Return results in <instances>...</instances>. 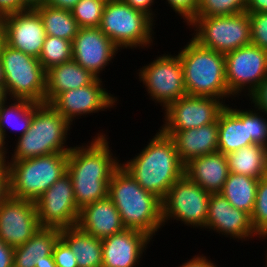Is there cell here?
<instances>
[{"label":"cell","instance_id":"cell-1","mask_svg":"<svg viewBox=\"0 0 267 267\" xmlns=\"http://www.w3.org/2000/svg\"><path fill=\"white\" fill-rule=\"evenodd\" d=\"M106 133H98L88 144L73 146L68 152L67 173L79 210L108 197L109 182L121 166L113 156Z\"/></svg>","mask_w":267,"mask_h":267},{"label":"cell","instance_id":"cell-2","mask_svg":"<svg viewBox=\"0 0 267 267\" xmlns=\"http://www.w3.org/2000/svg\"><path fill=\"white\" fill-rule=\"evenodd\" d=\"M121 166L144 190L163 200L171 186L184 175L185 165L171 137L159 129L140 153Z\"/></svg>","mask_w":267,"mask_h":267},{"label":"cell","instance_id":"cell-3","mask_svg":"<svg viewBox=\"0 0 267 267\" xmlns=\"http://www.w3.org/2000/svg\"><path fill=\"white\" fill-rule=\"evenodd\" d=\"M108 197L126 229L138 230L153 238L163 227L162 200L144 190L122 166L112 175Z\"/></svg>","mask_w":267,"mask_h":267},{"label":"cell","instance_id":"cell-4","mask_svg":"<svg viewBox=\"0 0 267 267\" xmlns=\"http://www.w3.org/2000/svg\"><path fill=\"white\" fill-rule=\"evenodd\" d=\"M178 55L187 95L235 100L226 83L225 54L204 48L191 38Z\"/></svg>","mask_w":267,"mask_h":267},{"label":"cell","instance_id":"cell-5","mask_svg":"<svg viewBox=\"0 0 267 267\" xmlns=\"http://www.w3.org/2000/svg\"><path fill=\"white\" fill-rule=\"evenodd\" d=\"M71 123L49 103H34V113L29 129L17 138L11 159L21 161L52 153L69 152L68 131ZM66 147V148H65Z\"/></svg>","mask_w":267,"mask_h":267},{"label":"cell","instance_id":"cell-6","mask_svg":"<svg viewBox=\"0 0 267 267\" xmlns=\"http://www.w3.org/2000/svg\"><path fill=\"white\" fill-rule=\"evenodd\" d=\"M68 152L8 161L10 196L36 201L67 173Z\"/></svg>","mask_w":267,"mask_h":267},{"label":"cell","instance_id":"cell-7","mask_svg":"<svg viewBox=\"0 0 267 267\" xmlns=\"http://www.w3.org/2000/svg\"><path fill=\"white\" fill-rule=\"evenodd\" d=\"M0 60L4 75V91L10 102L11 99L45 102L46 71L38 58L14 49L2 41Z\"/></svg>","mask_w":267,"mask_h":267},{"label":"cell","instance_id":"cell-8","mask_svg":"<svg viewBox=\"0 0 267 267\" xmlns=\"http://www.w3.org/2000/svg\"><path fill=\"white\" fill-rule=\"evenodd\" d=\"M154 25L148 15L123 0H108L99 28L121 50L144 49L154 42Z\"/></svg>","mask_w":267,"mask_h":267},{"label":"cell","instance_id":"cell-9","mask_svg":"<svg viewBox=\"0 0 267 267\" xmlns=\"http://www.w3.org/2000/svg\"><path fill=\"white\" fill-rule=\"evenodd\" d=\"M188 26L194 29L192 39L199 45L222 54L251 44L250 20L246 12L196 16Z\"/></svg>","mask_w":267,"mask_h":267},{"label":"cell","instance_id":"cell-10","mask_svg":"<svg viewBox=\"0 0 267 267\" xmlns=\"http://www.w3.org/2000/svg\"><path fill=\"white\" fill-rule=\"evenodd\" d=\"M210 193L185 174L168 190L162 200L163 226L168 220L181 221L191 228L205 229Z\"/></svg>","mask_w":267,"mask_h":267},{"label":"cell","instance_id":"cell-11","mask_svg":"<svg viewBox=\"0 0 267 267\" xmlns=\"http://www.w3.org/2000/svg\"><path fill=\"white\" fill-rule=\"evenodd\" d=\"M150 98L164 110L169 104L187 95L179 55L163 54L138 70Z\"/></svg>","mask_w":267,"mask_h":267},{"label":"cell","instance_id":"cell-12","mask_svg":"<svg viewBox=\"0 0 267 267\" xmlns=\"http://www.w3.org/2000/svg\"><path fill=\"white\" fill-rule=\"evenodd\" d=\"M225 69L229 94L239 98L247 92L249 97L267 76V50L251 43L228 52Z\"/></svg>","mask_w":267,"mask_h":267},{"label":"cell","instance_id":"cell-13","mask_svg":"<svg viewBox=\"0 0 267 267\" xmlns=\"http://www.w3.org/2000/svg\"><path fill=\"white\" fill-rule=\"evenodd\" d=\"M35 202L41 227L68 228L77 225V207L73 184L66 173L52 184Z\"/></svg>","mask_w":267,"mask_h":267},{"label":"cell","instance_id":"cell-14","mask_svg":"<svg viewBox=\"0 0 267 267\" xmlns=\"http://www.w3.org/2000/svg\"><path fill=\"white\" fill-rule=\"evenodd\" d=\"M227 104L214 97L185 95L164 109L160 130H187L217 122Z\"/></svg>","mask_w":267,"mask_h":267},{"label":"cell","instance_id":"cell-15","mask_svg":"<svg viewBox=\"0 0 267 267\" xmlns=\"http://www.w3.org/2000/svg\"><path fill=\"white\" fill-rule=\"evenodd\" d=\"M103 84L102 78H96L87 86L58 94L49 104L73 125L79 116L116 107L118 98L108 93Z\"/></svg>","mask_w":267,"mask_h":267},{"label":"cell","instance_id":"cell-16","mask_svg":"<svg viewBox=\"0 0 267 267\" xmlns=\"http://www.w3.org/2000/svg\"><path fill=\"white\" fill-rule=\"evenodd\" d=\"M3 42L23 53L39 58L46 37L43 21L35 9L1 17Z\"/></svg>","mask_w":267,"mask_h":267},{"label":"cell","instance_id":"cell-17","mask_svg":"<svg viewBox=\"0 0 267 267\" xmlns=\"http://www.w3.org/2000/svg\"><path fill=\"white\" fill-rule=\"evenodd\" d=\"M40 227L34 201L9 195L0 204V239L5 244H25Z\"/></svg>","mask_w":267,"mask_h":267},{"label":"cell","instance_id":"cell-18","mask_svg":"<svg viewBox=\"0 0 267 267\" xmlns=\"http://www.w3.org/2000/svg\"><path fill=\"white\" fill-rule=\"evenodd\" d=\"M121 51L99 27L79 28L72 42V59L95 77Z\"/></svg>","mask_w":267,"mask_h":267},{"label":"cell","instance_id":"cell-19","mask_svg":"<svg viewBox=\"0 0 267 267\" xmlns=\"http://www.w3.org/2000/svg\"><path fill=\"white\" fill-rule=\"evenodd\" d=\"M206 229L242 242L254 236L262 238L252 225L251 215L233 207L220 193L210 194Z\"/></svg>","mask_w":267,"mask_h":267},{"label":"cell","instance_id":"cell-20","mask_svg":"<svg viewBox=\"0 0 267 267\" xmlns=\"http://www.w3.org/2000/svg\"><path fill=\"white\" fill-rule=\"evenodd\" d=\"M152 238L144 232L125 229L102 240V267H138Z\"/></svg>","mask_w":267,"mask_h":267},{"label":"cell","instance_id":"cell-21","mask_svg":"<svg viewBox=\"0 0 267 267\" xmlns=\"http://www.w3.org/2000/svg\"><path fill=\"white\" fill-rule=\"evenodd\" d=\"M169 135L185 165L190 160L218 152V121L187 130H161Z\"/></svg>","mask_w":267,"mask_h":267},{"label":"cell","instance_id":"cell-22","mask_svg":"<svg viewBox=\"0 0 267 267\" xmlns=\"http://www.w3.org/2000/svg\"><path fill=\"white\" fill-rule=\"evenodd\" d=\"M98 239H105L126 229L121 216L109 197L83 207L76 225Z\"/></svg>","mask_w":267,"mask_h":267},{"label":"cell","instance_id":"cell-23","mask_svg":"<svg viewBox=\"0 0 267 267\" xmlns=\"http://www.w3.org/2000/svg\"><path fill=\"white\" fill-rule=\"evenodd\" d=\"M184 174L208 193H220L229 174L226 155L215 152L194 158L185 164Z\"/></svg>","mask_w":267,"mask_h":267},{"label":"cell","instance_id":"cell-24","mask_svg":"<svg viewBox=\"0 0 267 267\" xmlns=\"http://www.w3.org/2000/svg\"><path fill=\"white\" fill-rule=\"evenodd\" d=\"M218 152L227 155L252 145L248 130V110L227 105L218 117Z\"/></svg>","mask_w":267,"mask_h":267},{"label":"cell","instance_id":"cell-25","mask_svg":"<svg viewBox=\"0 0 267 267\" xmlns=\"http://www.w3.org/2000/svg\"><path fill=\"white\" fill-rule=\"evenodd\" d=\"M96 78L73 59L51 67L46 71L45 103H50L62 92L87 86Z\"/></svg>","mask_w":267,"mask_h":267},{"label":"cell","instance_id":"cell-26","mask_svg":"<svg viewBox=\"0 0 267 267\" xmlns=\"http://www.w3.org/2000/svg\"><path fill=\"white\" fill-rule=\"evenodd\" d=\"M61 237V229L40 227L25 243L14 247L13 267H35L52 255L56 242Z\"/></svg>","mask_w":267,"mask_h":267},{"label":"cell","instance_id":"cell-27","mask_svg":"<svg viewBox=\"0 0 267 267\" xmlns=\"http://www.w3.org/2000/svg\"><path fill=\"white\" fill-rule=\"evenodd\" d=\"M61 238L75 255L78 267H102V240L77 226L61 229Z\"/></svg>","mask_w":267,"mask_h":267},{"label":"cell","instance_id":"cell-28","mask_svg":"<svg viewBox=\"0 0 267 267\" xmlns=\"http://www.w3.org/2000/svg\"><path fill=\"white\" fill-rule=\"evenodd\" d=\"M229 172L255 179L265 177L267 147L260 144L244 146L226 155Z\"/></svg>","mask_w":267,"mask_h":267},{"label":"cell","instance_id":"cell-29","mask_svg":"<svg viewBox=\"0 0 267 267\" xmlns=\"http://www.w3.org/2000/svg\"><path fill=\"white\" fill-rule=\"evenodd\" d=\"M259 179L229 172L220 194L235 208L252 214Z\"/></svg>","mask_w":267,"mask_h":267},{"label":"cell","instance_id":"cell-30","mask_svg":"<svg viewBox=\"0 0 267 267\" xmlns=\"http://www.w3.org/2000/svg\"><path fill=\"white\" fill-rule=\"evenodd\" d=\"M7 100L9 99L6 98L0 104V131L4 140H7L8 135L6 129L19 131L17 137L26 133L31 124L35 103L25 99H12L13 103L10 104Z\"/></svg>","mask_w":267,"mask_h":267},{"label":"cell","instance_id":"cell-31","mask_svg":"<svg viewBox=\"0 0 267 267\" xmlns=\"http://www.w3.org/2000/svg\"><path fill=\"white\" fill-rule=\"evenodd\" d=\"M35 10L39 13L46 35L72 41L77 35L79 26L71 11L43 4Z\"/></svg>","mask_w":267,"mask_h":267},{"label":"cell","instance_id":"cell-32","mask_svg":"<svg viewBox=\"0 0 267 267\" xmlns=\"http://www.w3.org/2000/svg\"><path fill=\"white\" fill-rule=\"evenodd\" d=\"M38 59L45 71L72 60V41L46 35Z\"/></svg>","mask_w":267,"mask_h":267},{"label":"cell","instance_id":"cell-33","mask_svg":"<svg viewBox=\"0 0 267 267\" xmlns=\"http://www.w3.org/2000/svg\"><path fill=\"white\" fill-rule=\"evenodd\" d=\"M107 0H80L71 10L79 28L100 27Z\"/></svg>","mask_w":267,"mask_h":267},{"label":"cell","instance_id":"cell-34","mask_svg":"<svg viewBox=\"0 0 267 267\" xmlns=\"http://www.w3.org/2000/svg\"><path fill=\"white\" fill-rule=\"evenodd\" d=\"M247 0H199L196 16H223L245 12Z\"/></svg>","mask_w":267,"mask_h":267},{"label":"cell","instance_id":"cell-35","mask_svg":"<svg viewBox=\"0 0 267 267\" xmlns=\"http://www.w3.org/2000/svg\"><path fill=\"white\" fill-rule=\"evenodd\" d=\"M251 221L255 231L266 240L267 238V178L259 179Z\"/></svg>","mask_w":267,"mask_h":267},{"label":"cell","instance_id":"cell-36","mask_svg":"<svg viewBox=\"0 0 267 267\" xmlns=\"http://www.w3.org/2000/svg\"><path fill=\"white\" fill-rule=\"evenodd\" d=\"M251 109L248 110V130L251 142L267 147V116L255 107Z\"/></svg>","mask_w":267,"mask_h":267},{"label":"cell","instance_id":"cell-37","mask_svg":"<svg viewBox=\"0 0 267 267\" xmlns=\"http://www.w3.org/2000/svg\"><path fill=\"white\" fill-rule=\"evenodd\" d=\"M251 43L267 50V12L248 13Z\"/></svg>","mask_w":267,"mask_h":267},{"label":"cell","instance_id":"cell-38","mask_svg":"<svg viewBox=\"0 0 267 267\" xmlns=\"http://www.w3.org/2000/svg\"><path fill=\"white\" fill-rule=\"evenodd\" d=\"M166 3L189 25L196 17L199 0H166Z\"/></svg>","mask_w":267,"mask_h":267},{"label":"cell","instance_id":"cell-39","mask_svg":"<svg viewBox=\"0 0 267 267\" xmlns=\"http://www.w3.org/2000/svg\"><path fill=\"white\" fill-rule=\"evenodd\" d=\"M52 255L57 267H78L74 253L61 237L56 242Z\"/></svg>","mask_w":267,"mask_h":267},{"label":"cell","instance_id":"cell-40","mask_svg":"<svg viewBox=\"0 0 267 267\" xmlns=\"http://www.w3.org/2000/svg\"><path fill=\"white\" fill-rule=\"evenodd\" d=\"M251 105L267 116V76L262 80L257 89L249 96Z\"/></svg>","mask_w":267,"mask_h":267},{"label":"cell","instance_id":"cell-41","mask_svg":"<svg viewBox=\"0 0 267 267\" xmlns=\"http://www.w3.org/2000/svg\"><path fill=\"white\" fill-rule=\"evenodd\" d=\"M10 195L8 163L0 164V204Z\"/></svg>","mask_w":267,"mask_h":267},{"label":"cell","instance_id":"cell-42","mask_svg":"<svg viewBox=\"0 0 267 267\" xmlns=\"http://www.w3.org/2000/svg\"><path fill=\"white\" fill-rule=\"evenodd\" d=\"M27 9L21 0H0V18L4 15Z\"/></svg>","mask_w":267,"mask_h":267},{"label":"cell","instance_id":"cell-43","mask_svg":"<svg viewBox=\"0 0 267 267\" xmlns=\"http://www.w3.org/2000/svg\"><path fill=\"white\" fill-rule=\"evenodd\" d=\"M125 3L129 4L131 7H133L136 10H139L146 15H148L154 22L155 13L152 10V5L155 3L156 0H123Z\"/></svg>","mask_w":267,"mask_h":267},{"label":"cell","instance_id":"cell-44","mask_svg":"<svg viewBox=\"0 0 267 267\" xmlns=\"http://www.w3.org/2000/svg\"><path fill=\"white\" fill-rule=\"evenodd\" d=\"M14 247L0 239V267H13Z\"/></svg>","mask_w":267,"mask_h":267},{"label":"cell","instance_id":"cell-45","mask_svg":"<svg viewBox=\"0 0 267 267\" xmlns=\"http://www.w3.org/2000/svg\"><path fill=\"white\" fill-rule=\"evenodd\" d=\"M178 267H218L211 259L209 260L204 254L200 255H195L193 256L192 259L185 263H182Z\"/></svg>","mask_w":267,"mask_h":267},{"label":"cell","instance_id":"cell-46","mask_svg":"<svg viewBox=\"0 0 267 267\" xmlns=\"http://www.w3.org/2000/svg\"><path fill=\"white\" fill-rule=\"evenodd\" d=\"M246 13L267 12V0H247Z\"/></svg>","mask_w":267,"mask_h":267},{"label":"cell","instance_id":"cell-47","mask_svg":"<svg viewBox=\"0 0 267 267\" xmlns=\"http://www.w3.org/2000/svg\"><path fill=\"white\" fill-rule=\"evenodd\" d=\"M80 0H44V4L71 11Z\"/></svg>","mask_w":267,"mask_h":267},{"label":"cell","instance_id":"cell-48","mask_svg":"<svg viewBox=\"0 0 267 267\" xmlns=\"http://www.w3.org/2000/svg\"><path fill=\"white\" fill-rule=\"evenodd\" d=\"M6 147V141L3 139L2 133L0 131V164L8 163L9 156L8 158L6 156V154L8 153V149H6Z\"/></svg>","mask_w":267,"mask_h":267},{"label":"cell","instance_id":"cell-49","mask_svg":"<svg viewBox=\"0 0 267 267\" xmlns=\"http://www.w3.org/2000/svg\"><path fill=\"white\" fill-rule=\"evenodd\" d=\"M28 9H35L44 4V0H21Z\"/></svg>","mask_w":267,"mask_h":267},{"label":"cell","instance_id":"cell-50","mask_svg":"<svg viewBox=\"0 0 267 267\" xmlns=\"http://www.w3.org/2000/svg\"><path fill=\"white\" fill-rule=\"evenodd\" d=\"M35 267H57L54 262L53 255L47 256L46 261L42 262L40 265H35Z\"/></svg>","mask_w":267,"mask_h":267},{"label":"cell","instance_id":"cell-51","mask_svg":"<svg viewBox=\"0 0 267 267\" xmlns=\"http://www.w3.org/2000/svg\"><path fill=\"white\" fill-rule=\"evenodd\" d=\"M6 94L4 91V86H0V104L6 99Z\"/></svg>","mask_w":267,"mask_h":267},{"label":"cell","instance_id":"cell-52","mask_svg":"<svg viewBox=\"0 0 267 267\" xmlns=\"http://www.w3.org/2000/svg\"><path fill=\"white\" fill-rule=\"evenodd\" d=\"M0 86H4V75H3V68H2L1 60H0Z\"/></svg>","mask_w":267,"mask_h":267},{"label":"cell","instance_id":"cell-53","mask_svg":"<svg viewBox=\"0 0 267 267\" xmlns=\"http://www.w3.org/2000/svg\"><path fill=\"white\" fill-rule=\"evenodd\" d=\"M2 25H1V18H0V44L2 42Z\"/></svg>","mask_w":267,"mask_h":267},{"label":"cell","instance_id":"cell-54","mask_svg":"<svg viewBox=\"0 0 267 267\" xmlns=\"http://www.w3.org/2000/svg\"><path fill=\"white\" fill-rule=\"evenodd\" d=\"M265 178H267V166H266V171H265Z\"/></svg>","mask_w":267,"mask_h":267},{"label":"cell","instance_id":"cell-55","mask_svg":"<svg viewBox=\"0 0 267 267\" xmlns=\"http://www.w3.org/2000/svg\"><path fill=\"white\" fill-rule=\"evenodd\" d=\"M265 257H266V260H265V262H266V266H265V267H267V253H266V256H265Z\"/></svg>","mask_w":267,"mask_h":267}]
</instances>
